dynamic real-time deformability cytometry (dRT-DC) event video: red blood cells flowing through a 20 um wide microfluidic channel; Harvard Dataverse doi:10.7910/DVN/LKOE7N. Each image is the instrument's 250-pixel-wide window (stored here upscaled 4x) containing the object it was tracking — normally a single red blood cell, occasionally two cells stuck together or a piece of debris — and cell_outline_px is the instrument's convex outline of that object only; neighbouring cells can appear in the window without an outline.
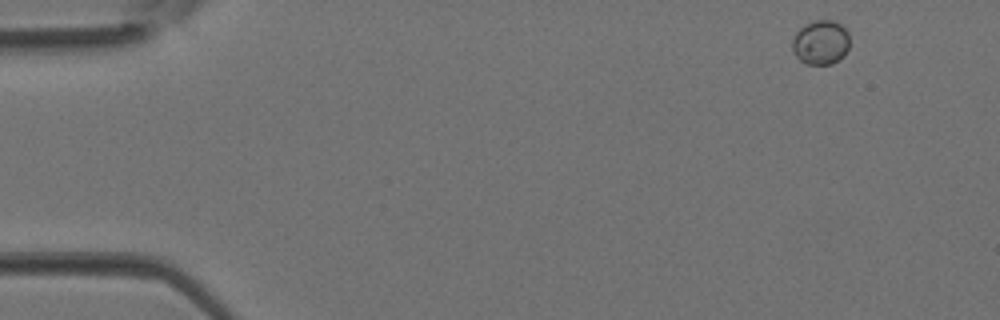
{"species": "Egyptian fruit bat (a non-hibernating species)", "species_latin": "Rousettus aegyptiacus", "temperature_condition": "room temperature", "stored_images_in_passage": 3, "camera_frame_rate_fps": 3000, "um_per_image_px": 0.085, "animal": {"sex": "female"}, "frame": {"image": 1, "passage_image": 1, "time_ms": 0.0, "image_size_px": [1000, 320], "cell_outline_px": [[848, 48], [844, 56], [832, 64], [804, 64], [792, 52], [792, 40], [796, 32], [804, 24], [812, 20], [832, 20], [840, 24], [848, 32]], "centroid_in_image_um": [69.74, 3.6], "position_along_channel_um": 15.3, "area_um2": 14.97}}